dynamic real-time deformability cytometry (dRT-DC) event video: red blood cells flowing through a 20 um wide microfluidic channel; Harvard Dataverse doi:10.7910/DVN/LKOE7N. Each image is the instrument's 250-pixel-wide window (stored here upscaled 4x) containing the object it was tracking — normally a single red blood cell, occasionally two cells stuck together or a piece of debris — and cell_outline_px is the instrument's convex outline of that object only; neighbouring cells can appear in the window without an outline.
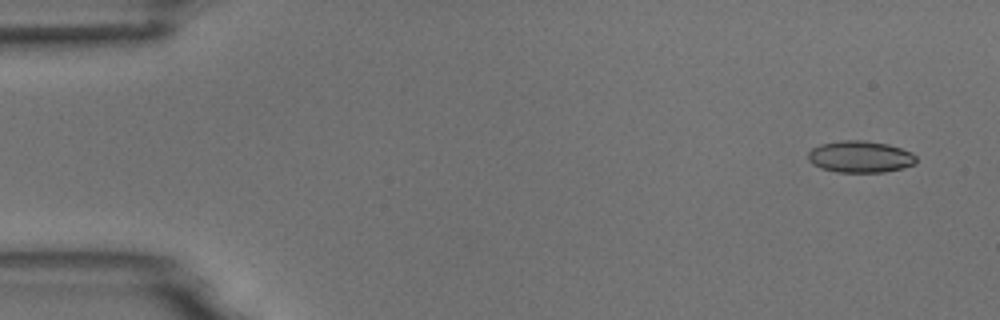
{"species": "common noctule bat (a hibernating species)", "species_latin": "Nyctalus noctula", "temperature_condition": "room temperature", "stored_images_in_passage": 9, "camera_frame_rate_fps": 3000, "um_per_image_px": 0.085, "animal": {"sex": "male", "body_mass_g": 18.8}, "frame": {"image": 1, "passage_image": 1, "time_ms": 0.0, "image_size_px": [1000, 320], "cell_outline_px": [[916, 164], [904, 168], [884, 172], [836, 172], [820, 168], [812, 164], [808, 160], [808, 152], [812, 148], [820, 144], [844, 140], [864, 140], [888, 144], [912, 152], [916, 156]], "centroid_in_image_um": [73.12, 13.33], "position_along_channel_um": 11.9, "area_um2": 20.17}}